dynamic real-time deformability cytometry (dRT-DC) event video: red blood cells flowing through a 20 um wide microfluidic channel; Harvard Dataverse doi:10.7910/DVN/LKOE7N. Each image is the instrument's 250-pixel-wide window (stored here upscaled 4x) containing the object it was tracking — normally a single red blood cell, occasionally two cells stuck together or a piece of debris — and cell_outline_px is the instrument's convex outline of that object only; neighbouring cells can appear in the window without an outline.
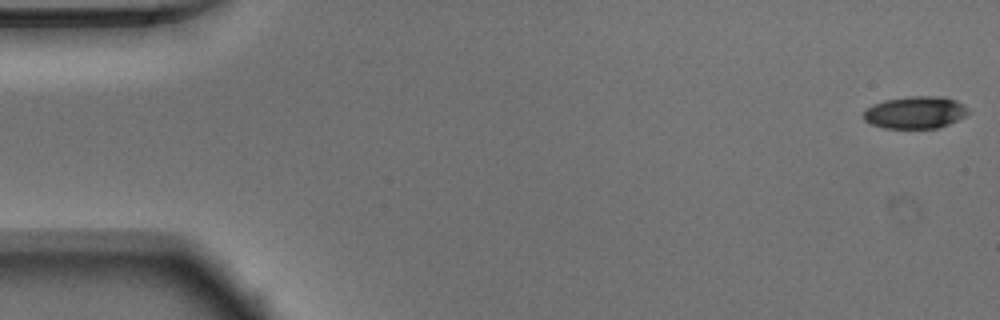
{"species": "Egyptian fruit bat (a non-hibernating species)", "species_latin": "Rousettus aegyptiacus", "temperature_condition": "warm", "stored_images_in_passage": 51, "camera_frame_rate_fps": 3000, "um_per_image_px": 0.085, "animal": {"sex": "male"}, "frame": {"image": 1, "passage_image": 1, "time_ms": 0.0, "image_size_px": [1000, 320], "cell_outline_px": [[972, 112], [948, 124], [936, 128], [884, 128], [872, 124], [864, 120], [864, 112], [872, 104], [884, 100], [908, 96], [944, 96], [956, 100], [964, 104]], "centroid_in_image_um": [77.83, 9.54], "position_along_channel_um": 7.2, "area_um2": 19.77}}
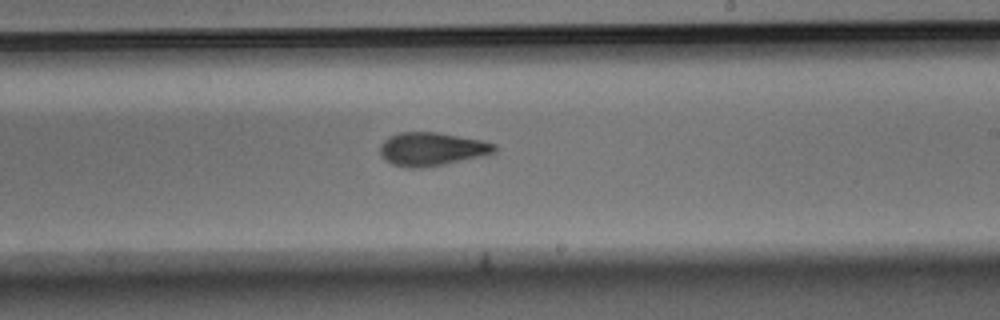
{"frame": {"image": 2, "passage_image": 30, "time_ms": 9.667, "image_size_px": [1000, 320], "cell_outline_px": [[496, 152], [488, 156], [444, 164], [420, 168], [408, 168], [392, 164], [384, 160], [380, 156], [380, 144], [384, 140], [400, 132], [436, 132], [484, 140], [496, 144]], "centroid_in_image_um": [36.75, 12.68], "position_along_channel_um": 252.3, "area_um2": 22.6}}
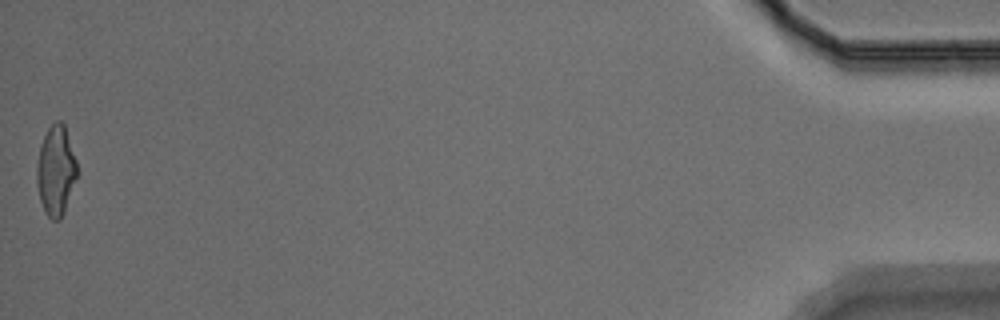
{"frame": {"image": 3, "passage_image": 51, "time_ms": 16.667, "image_size_px": [1000, 320], "cell_outline_px": [[80, 172], [64, 212], [60, 220], [52, 220], [44, 212], [40, 200], [36, 184], [36, 168], [40, 144], [48, 128], [56, 120], [60, 120], [64, 124]], "centroid_in_image_um": [4.76, 14.52], "position_along_channel_um": 430.4, "area_um2": 21.5}, "authors_computed_cell_mechanics": {"area_um2": 21.5016, "velocity_mm_per_s": 3.9499, "shape_relaxation_time_tau1_ms": 5.876, "shape_relaxation_time_tau2_ms": 3.135, "deformation_change_tau1": 0.1908, "deformation_change_tau2": 0.1122}}